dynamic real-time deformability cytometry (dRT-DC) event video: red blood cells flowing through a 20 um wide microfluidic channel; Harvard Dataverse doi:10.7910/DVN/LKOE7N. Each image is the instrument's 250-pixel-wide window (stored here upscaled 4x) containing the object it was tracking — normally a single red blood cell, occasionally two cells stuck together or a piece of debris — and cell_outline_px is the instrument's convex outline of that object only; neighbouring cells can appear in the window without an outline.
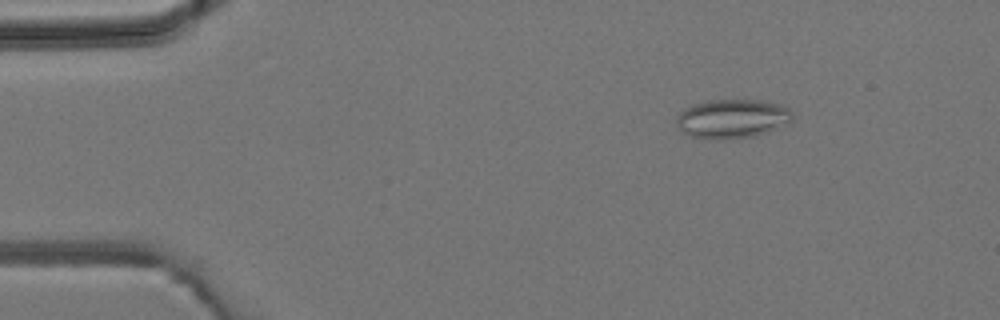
{"species": "common noctule bat (a hibernating species)", "species_latin": "Nyctalus noctula", "temperature_condition": "room temperature", "stored_images_in_passage": 5, "camera_frame_rate_fps": 3000, "um_per_image_px": 0.085, "animal": {"sex": "male", "body_mass_g": 19.2, "forearm_length_mm": 51.8}, "frame": {"image": 1, "passage_image": 2, "time_ms": 1.333, "image_size_px": [1000, 320], "cell_outline_px": [[792, 120], [756, 136], [728, 140], [700, 140], [684, 132], [676, 124], [676, 116], [684, 108], [708, 100], [760, 100], [780, 104], [788, 108], [792, 112]], "centroid_in_image_um": [62.19, 10.11], "position_along_channel_um": 22.8, "area_um2": 26.53}}